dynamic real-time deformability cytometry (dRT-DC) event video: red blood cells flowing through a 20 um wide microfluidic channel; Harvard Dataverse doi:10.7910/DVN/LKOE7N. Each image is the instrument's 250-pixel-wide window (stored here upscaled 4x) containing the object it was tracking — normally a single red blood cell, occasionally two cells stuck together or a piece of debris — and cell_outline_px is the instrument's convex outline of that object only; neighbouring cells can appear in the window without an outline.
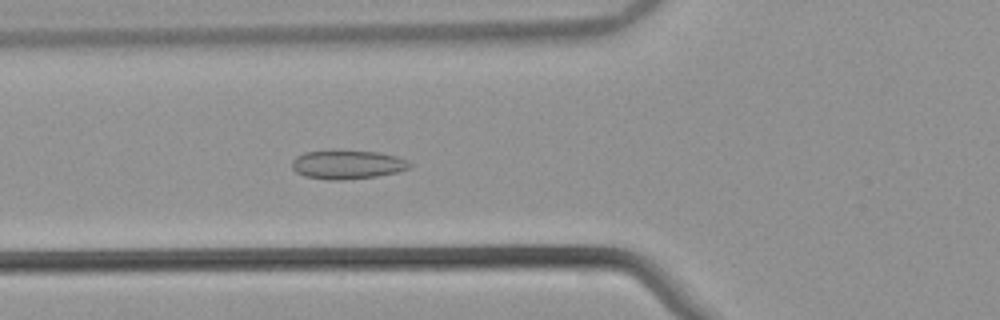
{"species": "common noctule bat (a hibernating species)", "species_latin": "Nyctalus noctula", "temperature_condition": "warm", "stored_images_in_passage": 54, "camera_frame_rate_fps": 3000, "um_per_image_px": 0.085, "animal": {"sex": "male", "body_mass_g": 21.5, "forearm_length_mm": 52.0}, "frame": {"image": 1, "passage_image": 21, "time_ms": 6.667, "image_size_px": [1000, 320], "cell_outline_px": [[412, 168], [396, 172], [376, 176], [340, 180], [328, 180], [304, 176], [296, 172], [292, 168], [292, 160], [296, 156], [304, 152], [340, 148], [380, 152], [396, 156], [408, 160], [412, 164]], "centroid_in_image_um": [29.52, 13.95], "position_along_channel_um": 96.3, "area_um2": 20.52}}
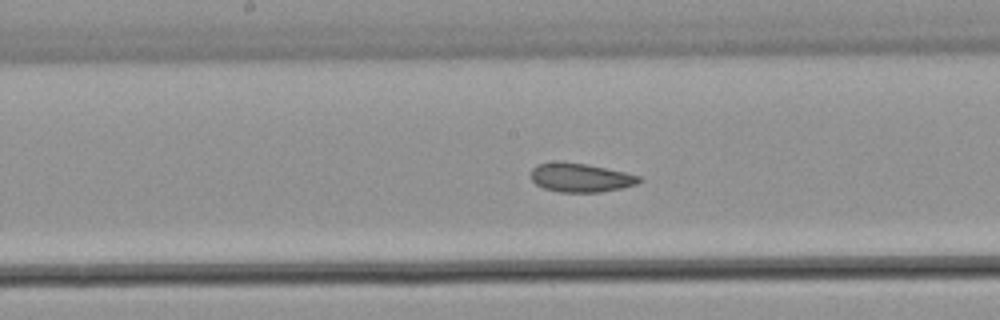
{"frame": {"image": 2, "passage_image": 29, "time_ms": 9.333, "image_size_px": [1000, 320], "cell_outline_px": [[644, 180], [636, 184], [620, 188], [600, 192], [560, 192], [544, 188], [536, 184], [532, 180], [532, 168], [536, 164], [560, 160], [564, 160], [624, 172], [640, 176]], "centroid_in_image_um": [49.32, 15.08], "position_along_channel_um": 198.9, "area_um2": 18.21}}
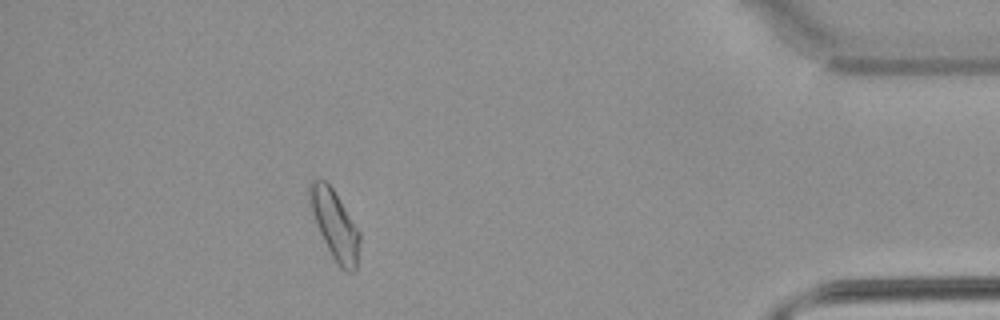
{"frame": {"image": 3, "passage_image": 49, "time_ms": 16.0, "image_size_px": [1000, 320], "cell_outline_px": [[360, 240], [356, 272], [348, 272], [340, 268], [332, 256], [320, 232], [312, 212], [308, 192], [308, 184], [312, 180], [324, 180], [332, 188], [360, 232]], "centroid_in_image_um": [28.47, 19.13], "position_along_channel_um": 406.7, "area_um2": 19.71}, "authors_computed_cell_mechanics": {"area_um2": 19.5075, "velocity_mm_per_s": 3.8394, "shape_relaxation_time_tau1_ms": null, "shape_relaxation_time_tau2_ms": 1.9223, "deformation_change_tau1": null, "deformation_change_tau2": 0.0628}}